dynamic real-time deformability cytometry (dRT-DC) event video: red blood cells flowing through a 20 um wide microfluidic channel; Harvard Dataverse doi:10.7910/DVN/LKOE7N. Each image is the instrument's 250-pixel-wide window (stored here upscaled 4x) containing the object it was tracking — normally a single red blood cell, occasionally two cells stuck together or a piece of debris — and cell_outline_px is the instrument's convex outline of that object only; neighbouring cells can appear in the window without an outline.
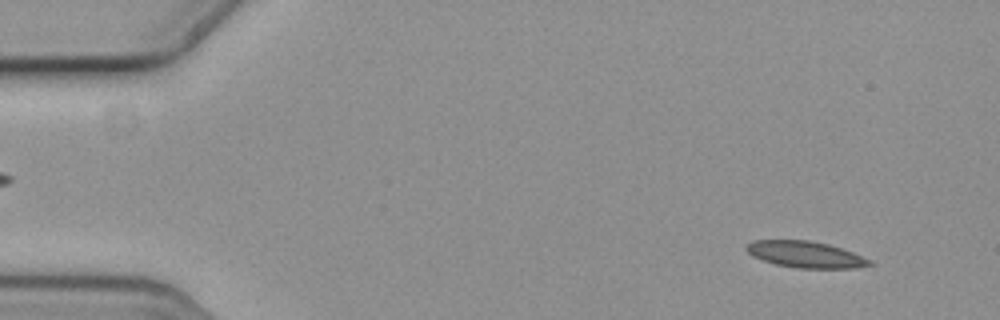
{"species": "common noctule bat (a hibernating species)", "species_latin": "Nyctalus noctula", "temperature_condition": "cold", "stored_images_in_passage": 59, "segment_of_instrument_passage": [1, 2], "camera_frame_rate_fps": 3000, "um_per_image_px": 0.085, "animal": {"sex": "female", "body_mass_g": 19.3, "forearm_length_mm": 54.1}, "frame": {"image": 1, "passage_image": 5, "time_ms": 1.333, "image_size_px": [1000, 320], "cell_outline_px": [[876, 264], [856, 268], [800, 268], [776, 264], [752, 256], [744, 248], [752, 240], [808, 240], [828, 244], [852, 252], [872, 260]], "centroid_in_image_um": [68.49, 21.63], "position_along_channel_um": 16.5, "area_um2": 18.9}}
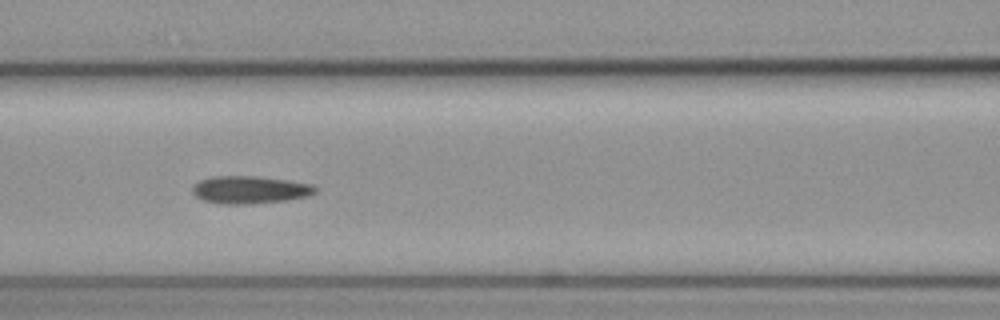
{"frame": {"image": 2, "passage_image": 25, "time_ms": 8.0, "image_size_px": [1000, 320], "cell_outline_px": [[316, 192], [308, 196], [288, 200], [244, 204], [220, 204], [204, 200], [196, 196], [192, 192], [192, 184], [200, 180], [212, 176], [256, 176], [288, 180], [312, 184], [316, 188]], "centroid_in_image_um": [21.22, 16.12], "position_along_channel_um": 145.4, "area_um2": 19.83}}
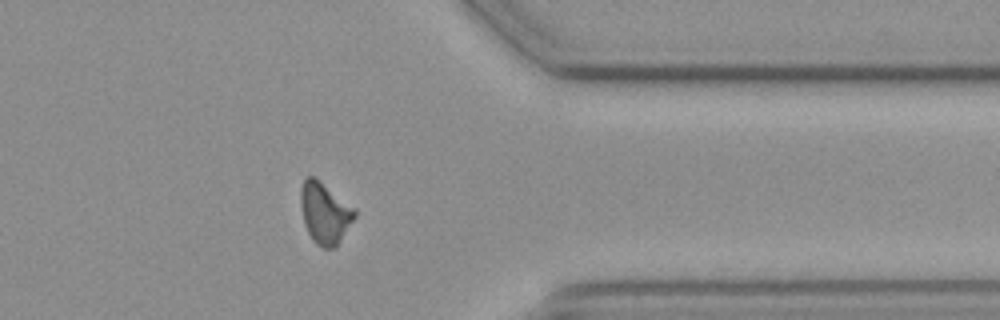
{"frame": {"image": 3, "passage_image": 46, "time_ms": 15.0, "image_size_px": [1000, 320], "cell_outline_px": [[356, 216], [336, 248], [324, 248], [316, 244], [312, 240], [304, 224], [300, 204], [300, 188], [304, 180], [308, 176], [312, 176], [356, 208]], "centroid_in_image_um": [27.61, 18.14], "position_along_channel_um": 383.8, "area_um2": 19.25}}